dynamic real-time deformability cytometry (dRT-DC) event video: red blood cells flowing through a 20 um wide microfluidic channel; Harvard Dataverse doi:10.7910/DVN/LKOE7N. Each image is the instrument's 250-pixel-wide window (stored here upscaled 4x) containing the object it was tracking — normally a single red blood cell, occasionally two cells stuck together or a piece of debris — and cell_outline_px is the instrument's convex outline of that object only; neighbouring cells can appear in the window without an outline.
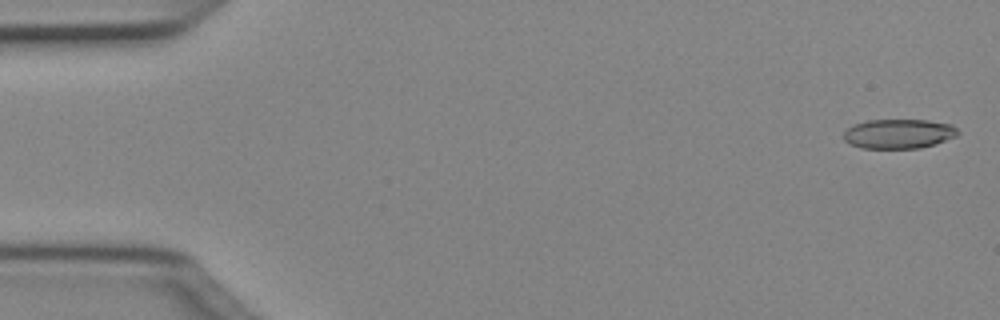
{"species": "Egyptian fruit bat (a non-hibernating species)", "species_latin": "Rousettus aegyptiacus", "temperature_condition": "cold", "stored_images_in_passage": 16, "camera_frame_rate_fps": 3000, "um_per_image_px": 0.085, "animal": {"sex": "female"}, "frame": {"image": 1, "passage_image": 2, "time_ms": 0.333, "image_size_px": [1000, 320], "cell_outline_px": [[960, 132], [956, 136], [936, 144], [920, 148], [860, 148], [848, 144], [844, 140], [844, 132], [852, 124], [868, 120], [928, 120], [952, 124]], "centroid_in_image_um": [76.38, 11.37], "position_along_channel_um": 8.6, "area_um2": 19.83}}
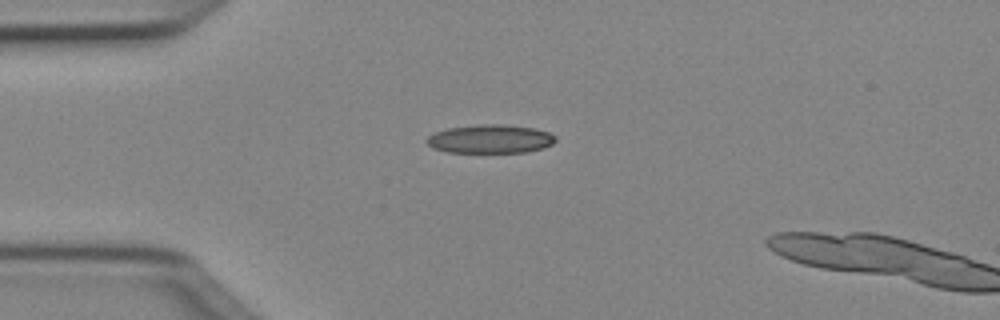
{"frame": {"image": 2, "passage_image": 13, "time_ms": 4.0, "image_size_px": [1000, 320], "cell_outline_px": [[556, 140], [552, 144], [544, 148], [524, 152], [448, 152], [432, 148], [424, 140], [428, 136], [436, 132], [448, 128], [476, 124], [504, 124], [532, 128], [548, 132], [556, 136]], "centroid_in_image_um": [41.66, 11.81], "position_along_channel_um": 43.3, "area_um2": 21.5}}